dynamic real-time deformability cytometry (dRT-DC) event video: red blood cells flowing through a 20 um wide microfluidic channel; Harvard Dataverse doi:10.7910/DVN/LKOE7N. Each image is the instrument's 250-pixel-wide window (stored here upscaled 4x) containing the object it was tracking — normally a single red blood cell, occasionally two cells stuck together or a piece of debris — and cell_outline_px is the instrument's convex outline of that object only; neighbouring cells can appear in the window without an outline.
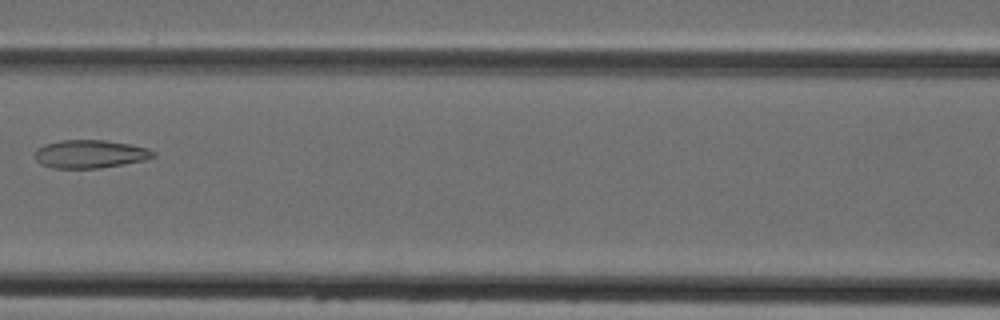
{"species": "Egyptian fruit bat (a non-hibernating species)", "species_latin": "Rousettus aegyptiacus", "temperature_condition": "cold", "stored_images_in_passage": 3, "camera_frame_rate_fps": 3000, "um_per_image_px": 0.085, "animal": {"sex": "female"}, "frame": {"image": 1, "passage_image": 3, "time_ms": 2.333, "image_size_px": [1000, 320], "cell_outline_px": [[156, 156], [144, 160], [124, 164], [100, 168], [52, 168], [40, 164], [36, 160], [36, 148], [44, 144], [60, 140], [104, 140], [132, 144], [148, 148], [156, 152]], "centroid_in_image_um": [7.67, 13.09], "position_along_channel_um": 158.9, "area_um2": 19.59}}